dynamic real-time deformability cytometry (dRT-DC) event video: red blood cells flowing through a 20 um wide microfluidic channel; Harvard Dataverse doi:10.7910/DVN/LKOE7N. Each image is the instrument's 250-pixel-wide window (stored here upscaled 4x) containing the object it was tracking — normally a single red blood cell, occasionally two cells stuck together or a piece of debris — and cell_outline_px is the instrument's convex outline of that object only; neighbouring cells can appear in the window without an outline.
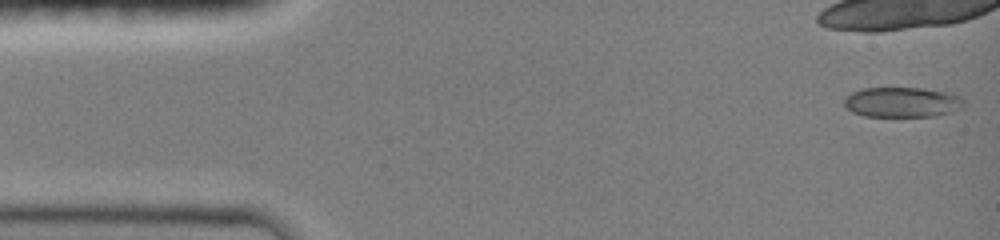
{"species": "common noctule bat (a hibernating species)", "species_latin": "Nyctalus noctula", "temperature_condition": "room temperature", "stored_images_in_passage": 10, "camera_frame_rate_fps": 3000, "um_per_image_px": 0.085, "animal": {"sex": "female", "body_mass_g": 19.0, "forearm_length_mm": 51.5}, "frame": {"image": 1, "passage_image": 1, "time_ms": 0.0, "image_size_px": [1000, 240], "cell_outline_px": [[964, 108], [952, 112], [936, 116], [864, 116], [852, 112], [844, 104], [844, 96], [852, 92], [864, 88], [920, 88], [952, 92], [960, 96], [964, 100]], "centroid_in_image_um": [76.73, 8.68], "position_along_channel_um": 8.3, "area_um2": 21.27}}